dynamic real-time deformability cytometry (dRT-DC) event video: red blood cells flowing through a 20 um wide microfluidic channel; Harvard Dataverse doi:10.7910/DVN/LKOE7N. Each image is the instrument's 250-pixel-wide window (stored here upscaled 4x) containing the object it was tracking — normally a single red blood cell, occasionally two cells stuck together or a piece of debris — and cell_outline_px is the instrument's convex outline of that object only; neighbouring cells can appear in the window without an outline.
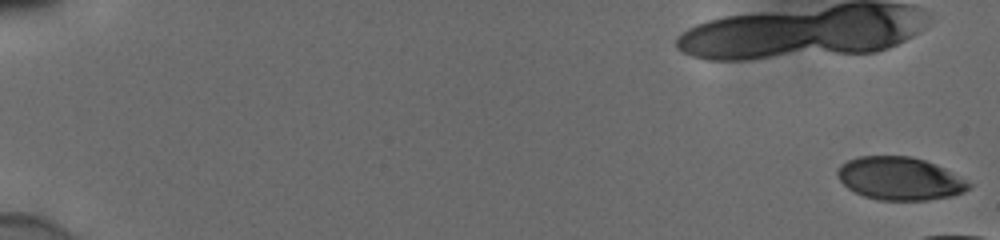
{"species": "human", "species_latin": "Homo sapiens", "temperature_condition": "cold", "stored_images_in_passage": 17, "camera_frame_rate_fps": 3000, "um_per_image_px": 0.085, "donor": {"sex": "male"}, "frame": {"image": 1, "passage_image": 1, "time_ms": 0.0, "image_size_px": [1000, 240], "cell_outline_px": [[972, 184], [964, 192], [952, 196], [928, 200], [880, 200], [864, 196], [848, 188], [840, 180], [836, 172], [840, 164], [856, 156], [912, 156], [936, 164], [944, 168]], "centroid_in_image_um": [76.46, 15.17], "position_along_channel_um": 8.5, "area_um2": 32.77}}